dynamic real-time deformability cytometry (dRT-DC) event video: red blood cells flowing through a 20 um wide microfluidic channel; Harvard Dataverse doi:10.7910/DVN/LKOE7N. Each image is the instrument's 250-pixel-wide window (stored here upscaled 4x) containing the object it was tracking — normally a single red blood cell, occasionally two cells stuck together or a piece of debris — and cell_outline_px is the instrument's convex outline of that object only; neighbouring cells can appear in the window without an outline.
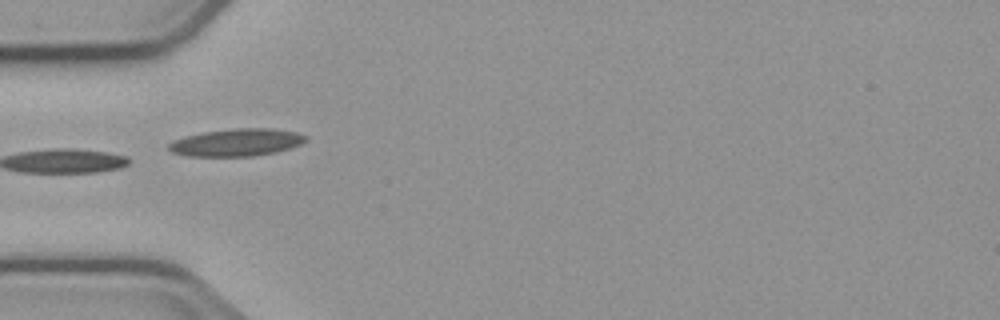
{"species": "common noctule bat (a hibernating species)", "species_latin": "Nyctalus noctula", "temperature_condition": "cold", "stored_images_in_passage": 6, "camera_frame_rate_fps": 3000, "um_per_image_px": 0.085, "animal": {"sex": "male", "body_mass_g": 23.1, "forearm_length_mm": 52.7}, "frame": {"image": 1, "passage_image": 5, "time_ms": 4.667, "image_size_px": [1000, 320], "cell_outline_px": [[308, 140], [300, 144], [276, 152], [252, 156], [188, 156], [172, 152], [168, 148], [168, 144], [172, 140], [184, 136], [204, 132], [236, 128], [272, 128], [296, 132], [304, 136]], "centroid_in_image_um": [20.08, 12.1], "position_along_channel_um": 64.9, "area_um2": 21.79}}